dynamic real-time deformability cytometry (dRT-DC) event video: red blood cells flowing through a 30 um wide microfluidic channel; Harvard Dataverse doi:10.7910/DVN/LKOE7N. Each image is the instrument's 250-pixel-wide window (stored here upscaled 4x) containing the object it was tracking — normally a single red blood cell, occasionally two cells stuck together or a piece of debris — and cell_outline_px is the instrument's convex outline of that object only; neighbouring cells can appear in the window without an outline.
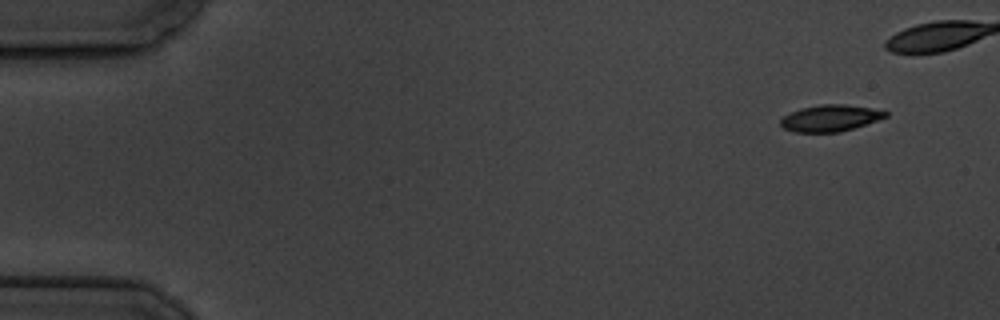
{"species": "common noctule bat (a hibernating species)", "species_latin": "Nyctalus noctula", "temperature_condition": "cold", "stored_images_in_passage": 5, "camera_frame_rate_fps": 3000, "um_per_image_px": 0.085, "animal": {"sex": "male", "body_mass_g": 19.5, "forearm_length_mm": 54.6}, "frame": {"image": 1, "passage_image": 1, "time_ms": 0.0, "image_size_px": [1000, 320], "cell_outline_px": [[888, 116], [840, 132], [796, 132], [784, 128], [780, 124], [780, 120], [784, 116], [800, 108], [820, 104], [844, 104], [872, 108], [888, 112]], "centroid_in_image_um": [70.55, 10.03], "position_along_channel_um": 14.4, "area_um2": 16.01}}
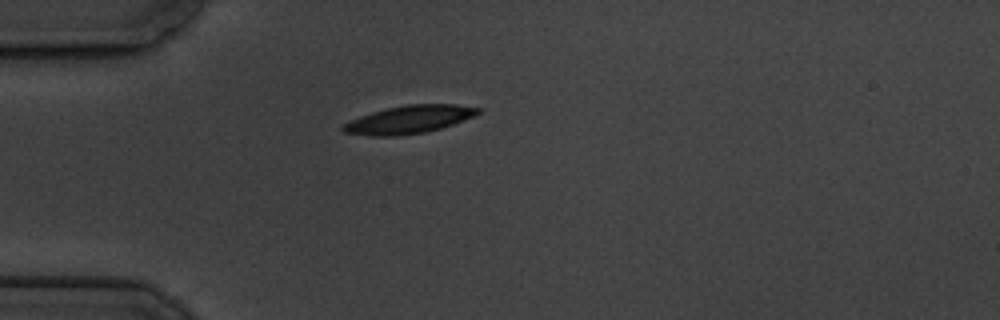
{"frame": {"image": 2, "passage_image": 5, "time_ms": 5.667, "image_size_px": [1000, 320], "cell_outline_px": [[480, 112], [476, 116], [440, 128], [424, 132], [396, 136], [372, 136], [344, 132], [340, 128], [348, 120], [372, 112], [388, 108], [408, 104], [456, 104], [480, 108]], "centroid_in_image_um": [34.76, 10.15], "position_along_channel_um": 50.2, "area_um2": 21.85}}